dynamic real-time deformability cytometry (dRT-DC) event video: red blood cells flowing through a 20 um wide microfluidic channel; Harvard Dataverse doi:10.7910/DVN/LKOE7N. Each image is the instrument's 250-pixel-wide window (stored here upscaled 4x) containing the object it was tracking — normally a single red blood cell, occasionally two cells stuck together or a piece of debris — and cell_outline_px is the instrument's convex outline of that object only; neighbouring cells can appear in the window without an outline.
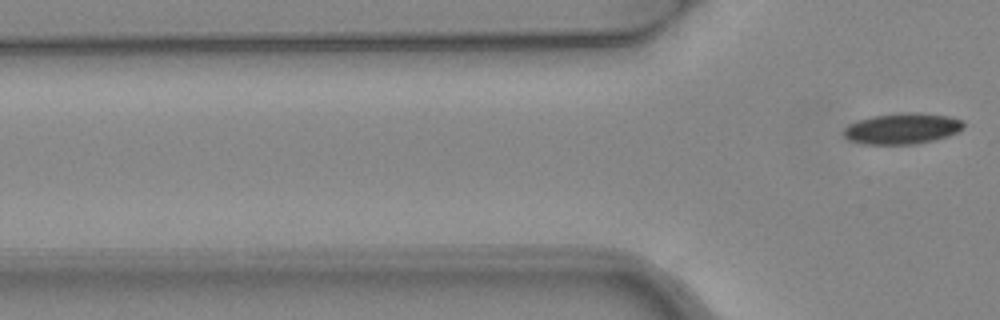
{"species": "common noctule bat (a hibernating species)", "species_latin": "Nyctalus noctula", "temperature_condition": "warm", "stored_images_in_passage": 6, "segment_of_instrument_passage": [2, 2], "camera_frame_rate_fps": 3000, "um_per_image_px": 0.085, "animal": {"sex": "female", "body_mass_g": 24.6, "forearm_length_mm": 56.2}, "frame": {"image": 1, "passage_image": 6, "time_ms": 1.667, "image_size_px": [1000, 320], "cell_outline_px": [[964, 128], [948, 136], [936, 140], [916, 144], [864, 144], [848, 140], [844, 136], [844, 128], [848, 124], [872, 116], [900, 112], [920, 112], [948, 116], [964, 120]], "centroid_in_image_um": [76.71, 10.92], "position_along_channel_um": 49.1, "area_um2": 21.85}}